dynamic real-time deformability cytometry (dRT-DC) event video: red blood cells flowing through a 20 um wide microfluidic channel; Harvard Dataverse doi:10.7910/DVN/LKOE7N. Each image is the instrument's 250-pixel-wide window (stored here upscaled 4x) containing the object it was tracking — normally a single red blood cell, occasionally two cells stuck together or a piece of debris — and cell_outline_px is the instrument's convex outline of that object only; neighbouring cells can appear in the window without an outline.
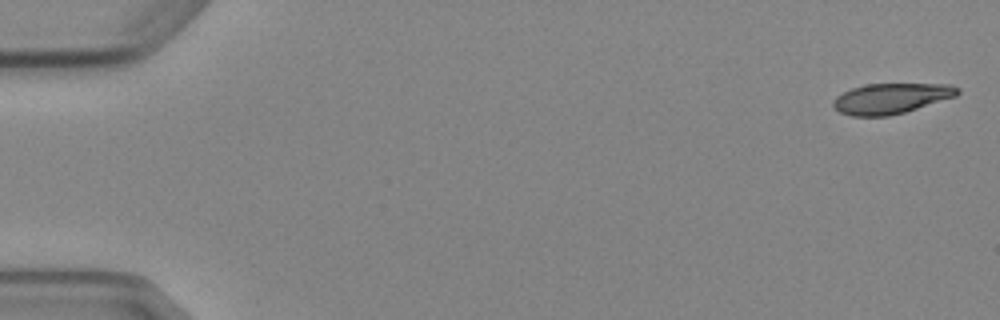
{"species": "Egyptian fruit bat (a non-hibernating species)", "species_latin": "Rousettus aegyptiacus", "temperature_condition": "cold", "stored_images_in_passage": 5, "camera_frame_rate_fps": 3000, "um_per_image_px": 0.085, "animal": {"sex": "female"}, "frame": {"image": 1, "passage_image": 1, "time_ms": 0.0, "image_size_px": [1000, 320], "cell_outline_px": [[960, 92], [956, 96], [904, 112], [888, 116], [852, 116], [840, 112], [832, 104], [832, 100], [836, 96], [852, 88], [868, 84], [952, 84], [960, 88]], "centroid_in_image_um": [75.75, 8.36], "position_along_channel_um": 9.3, "area_um2": 21.91}}
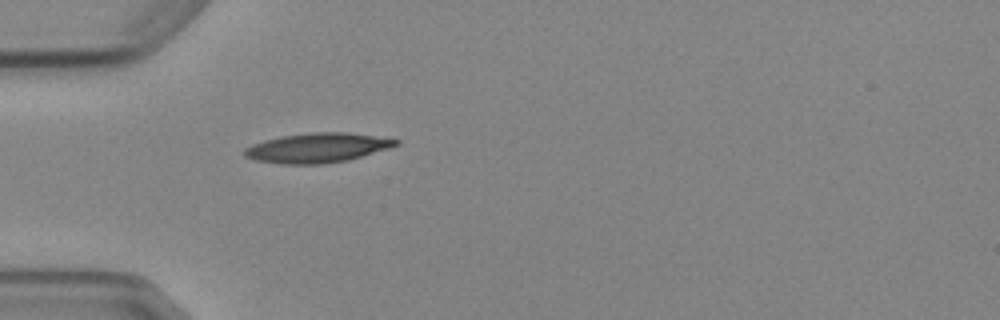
{"frame": {"image": 2, "passage_image": 5, "time_ms": 5.0, "image_size_px": [1000, 320], "cell_outline_px": [[400, 144], [388, 148], [348, 160], [324, 164], [280, 164], [256, 160], [244, 156], [244, 148], [252, 144], [264, 140], [280, 136], [312, 132], [348, 132], [400, 140]], "centroid_in_image_um": [26.94, 12.56], "position_along_channel_um": 58.1, "area_um2": 26.07}}